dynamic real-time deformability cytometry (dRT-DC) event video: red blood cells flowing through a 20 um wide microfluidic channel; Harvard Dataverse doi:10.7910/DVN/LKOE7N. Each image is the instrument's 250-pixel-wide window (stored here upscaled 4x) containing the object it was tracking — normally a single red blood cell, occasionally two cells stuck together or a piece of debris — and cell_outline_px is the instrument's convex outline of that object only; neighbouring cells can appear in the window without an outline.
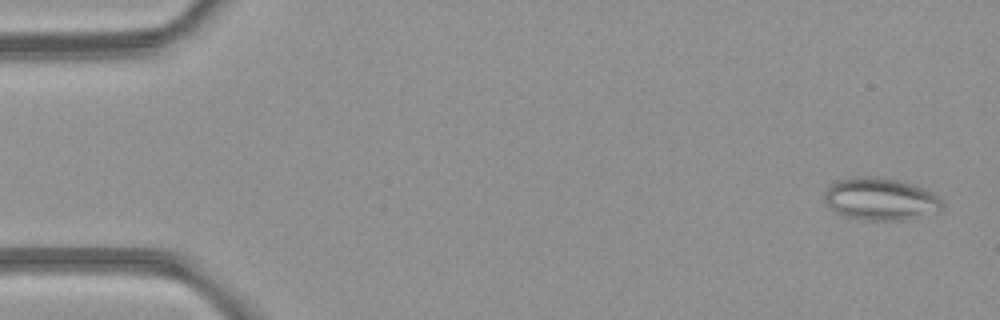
{"species": "common noctule bat (a hibernating species)", "species_latin": "Nyctalus noctula", "temperature_condition": "room temperature", "stored_images_in_passage": 5, "camera_frame_rate_fps": 3000, "um_per_image_px": 0.085, "animal": {"sex": "female", "body_mass_g": 21.9}, "frame": {"image": 1, "passage_image": 1, "time_ms": 0.0, "image_size_px": [1000, 320], "cell_outline_px": [[944, 204], [940, 208], [908, 220], [860, 220], [844, 216], [828, 208], [824, 200], [824, 192], [828, 184], [836, 180], [852, 176], [876, 176], [900, 180], [916, 184], [940, 196]], "centroid_in_image_um": [74.77, 16.89], "position_along_channel_um": 10.2, "area_um2": 29.65}}